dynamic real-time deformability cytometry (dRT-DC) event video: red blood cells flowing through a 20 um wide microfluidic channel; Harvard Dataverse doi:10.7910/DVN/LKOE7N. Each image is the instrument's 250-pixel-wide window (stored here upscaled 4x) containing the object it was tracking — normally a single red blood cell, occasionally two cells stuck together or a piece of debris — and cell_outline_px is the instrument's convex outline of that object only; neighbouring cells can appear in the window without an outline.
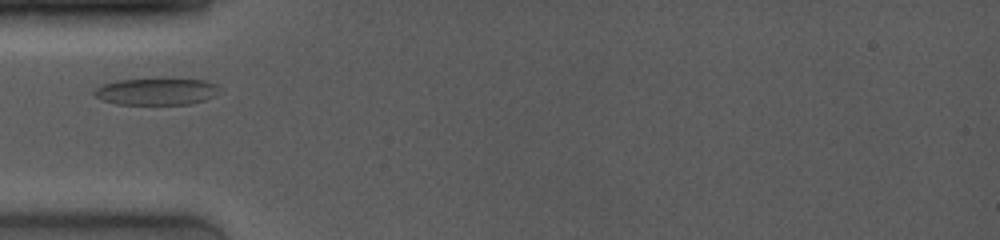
{"species": "common noctule bat (a hibernating species)", "species_latin": "Nyctalus noctula", "temperature_condition": "room temperature", "stored_images_in_passage": 21, "camera_frame_rate_fps": 4000, "um_per_image_px": 0.085, "animal": {"sex": "female", "body_mass_g": 19.0, "forearm_length_mm": 53.3}, "frame": {"image": 1, "passage_image": 1, "time_ms": 0.0, "image_size_px": [1000, 240], "cell_outline_px": [[220, 88], [216, 96], [204, 100], [188, 104], [116, 104], [104, 100], [96, 96], [92, 92], [96, 88], [104, 84], [116, 80], [204, 80], [216, 84]], "centroid_in_image_um": [13.31, 7.79], "position_along_channel_um": 71.7, "area_um2": 19.13}}
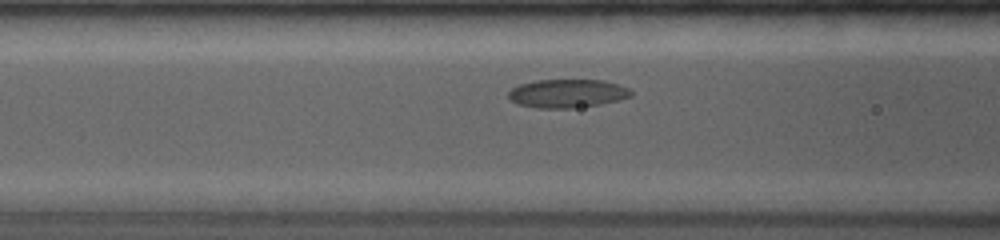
{"frame": {"image": 2, "passage_image": 9, "time_ms": 1.25, "image_size_px": [1000, 240], "cell_outline_px": [[632, 96], [600, 104], [572, 108], [536, 108], [516, 104], [508, 96], [508, 92], [512, 88], [520, 84], [536, 80], [604, 80], [628, 88], [632, 92]], "centroid_in_image_um": [48.19, 7.94], "position_along_channel_um": 118.4, "area_um2": 20.23}}
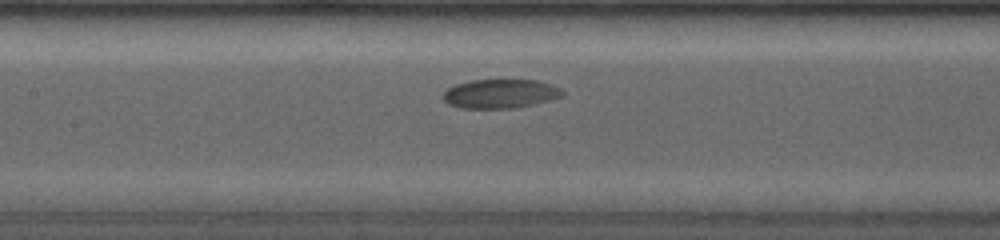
{"frame": {"image": 3, "passage_image": 17, "time_ms": 2.5, "image_size_px": [1000, 240], "cell_outline_px": [[564, 96], [532, 104], [512, 108], [460, 108], [448, 104], [444, 100], [444, 92], [448, 88], [456, 84], [472, 80], [536, 80], [552, 84], [560, 88], [564, 92]], "centroid_in_image_um": [42.53, 7.96], "position_along_channel_um": 164.9, "area_um2": 20.06}}